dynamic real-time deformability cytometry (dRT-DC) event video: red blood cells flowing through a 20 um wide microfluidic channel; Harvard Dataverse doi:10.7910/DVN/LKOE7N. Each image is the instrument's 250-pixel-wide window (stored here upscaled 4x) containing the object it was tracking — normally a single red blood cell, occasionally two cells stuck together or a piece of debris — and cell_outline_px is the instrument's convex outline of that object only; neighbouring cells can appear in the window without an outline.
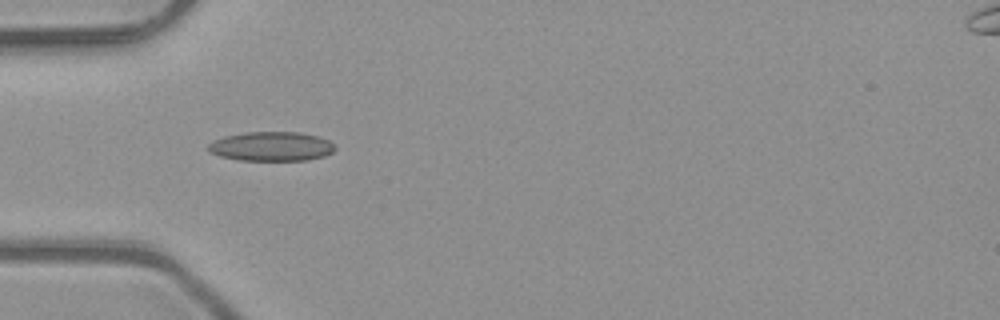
{"species": "common noctule bat (a hibernating species)", "species_latin": "Nyctalus noctula", "temperature_condition": "room temperature", "stored_images_in_passage": 2, "camera_frame_rate_fps": 3000, "um_per_image_px": 0.085, "animal": {"sex": "male", "body_mass_g": 23.1, "forearm_length_mm": 52.7}, "frame": {"image": 1, "passage_image": 2, "time_ms": 0.333, "image_size_px": [1000, 320], "cell_outline_px": [[336, 148], [332, 152], [324, 156], [308, 160], [236, 160], [220, 156], [208, 152], [208, 144], [212, 140], [224, 136], [244, 132], [300, 132], [316, 136], [328, 140]], "centroid_in_image_um": [23.02, 12.44], "position_along_channel_um": 62.0, "area_um2": 21.73}}